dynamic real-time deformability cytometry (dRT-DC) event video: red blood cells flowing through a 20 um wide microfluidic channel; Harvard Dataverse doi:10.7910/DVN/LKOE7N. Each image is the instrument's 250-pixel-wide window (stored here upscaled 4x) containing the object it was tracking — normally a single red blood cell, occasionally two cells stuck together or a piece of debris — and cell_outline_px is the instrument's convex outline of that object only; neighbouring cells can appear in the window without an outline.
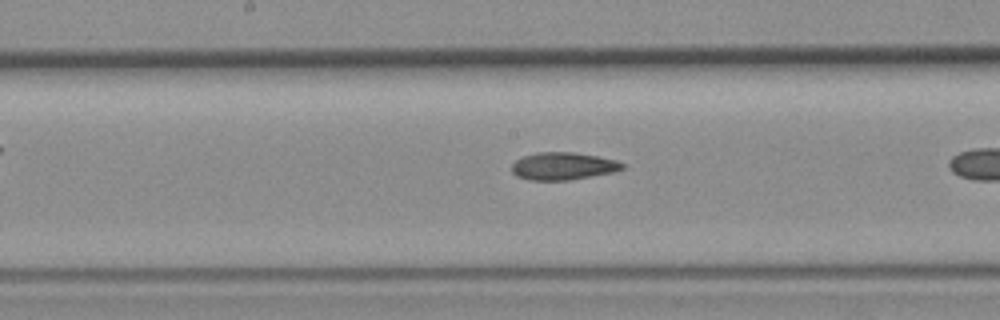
{"species": "common noctule bat (a hibernating species)", "species_latin": "Nyctalus noctula", "temperature_condition": "room temperature", "stored_images_in_passage": 20, "camera_frame_rate_fps": 3000, "um_per_image_px": 0.085, "animal": {"sex": "female", "body_mass_g": 19.3, "forearm_length_mm": 54.1}, "frame": {"image": 1, "passage_image": 9, "time_ms": 2.667, "image_size_px": [1000, 320], "cell_outline_px": [[624, 168], [612, 172], [568, 180], [528, 180], [516, 176], [512, 172], [512, 164], [516, 160], [524, 156], [536, 152], [572, 152], [596, 156], [616, 160], [624, 164]], "centroid_in_image_um": [47.82, 14.12], "position_along_channel_um": 200.4, "area_um2": 17.57}}
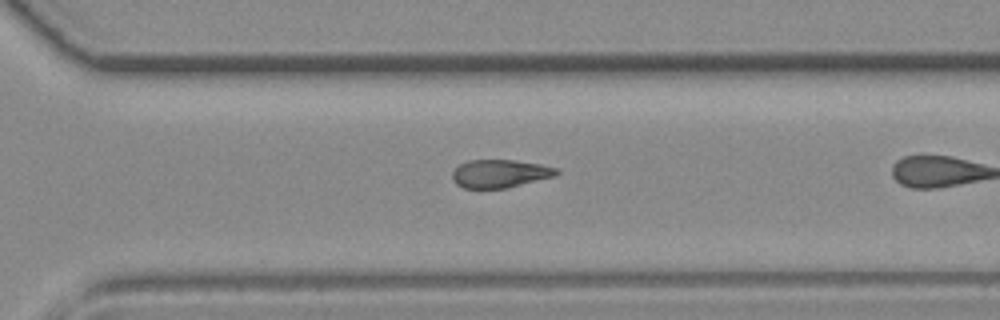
{"frame": {"image": 2, "passage_image": 17, "time_ms": 5.333, "image_size_px": [1000, 320], "cell_outline_px": [[560, 172], [556, 176], [508, 188], [464, 188], [456, 184], [452, 180], [452, 172], [460, 164], [468, 160], [516, 160], [540, 164], [556, 168]], "centroid_in_image_um": [42.5, 14.76], "position_along_channel_um": 328.1, "area_um2": 17.17}}